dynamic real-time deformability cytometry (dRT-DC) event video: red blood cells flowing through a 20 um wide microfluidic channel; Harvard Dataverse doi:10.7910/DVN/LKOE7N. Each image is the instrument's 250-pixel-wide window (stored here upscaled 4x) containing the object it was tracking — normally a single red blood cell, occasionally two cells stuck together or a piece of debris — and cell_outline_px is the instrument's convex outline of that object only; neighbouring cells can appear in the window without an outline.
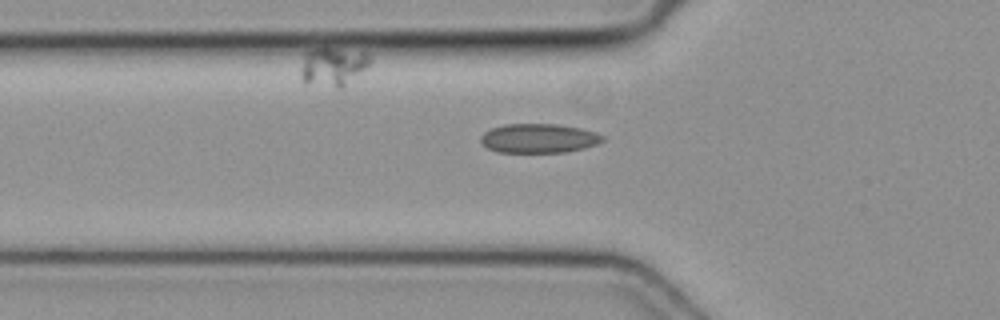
{"species": "common noctule bat (a hibernating species)", "species_latin": "Nyctalus noctula", "temperature_condition": "cold", "stored_images_in_passage": 39, "camera_frame_rate_fps": 3000, "um_per_image_px": 0.085, "animal": {"sex": "female", "body_mass_g": 19.3, "forearm_length_mm": 54.1}, "frame": {"image": 1, "passage_image": 10, "time_ms": 3.0, "image_size_px": [1000, 320], "cell_outline_px": [[604, 140], [596, 144], [584, 148], [564, 152], [496, 152], [488, 148], [480, 140], [480, 136], [484, 132], [492, 128], [504, 124], [556, 124], [580, 128], [596, 132], [604, 136]], "centroid_in_image_um": [45.79, 11.75], "position_along_channel_um": 80.0, "area_um2": 20.69}}
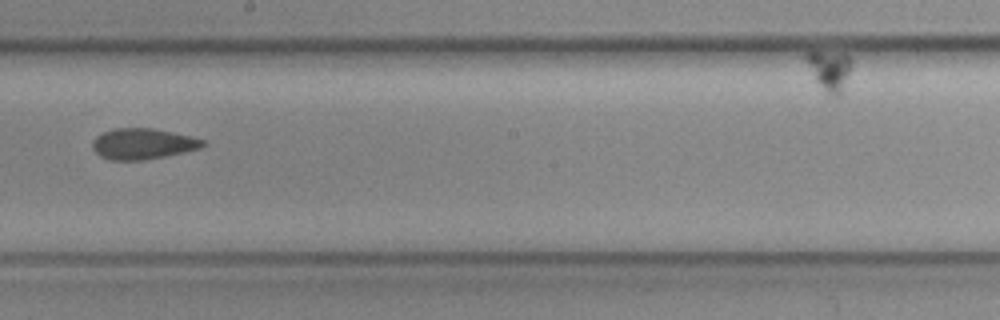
{"frame": {"image": 2, "passage_image": 21, "time_ms": 6.667, "image_size_px": [1000, 320], "cell_outline_px": [[208, 144], [200, 148], [184, 152], [144, 160], [108, 160], [100, 156], [92, 148], [92, 140], [96, 136], [104, 132], [116, 128], [152, 128], [172, 132], [208, 140]], "centroid_in_image_um": [12.16, 12.22], "position_along_channel_um": 236.0, "area_um2": 19.94}}
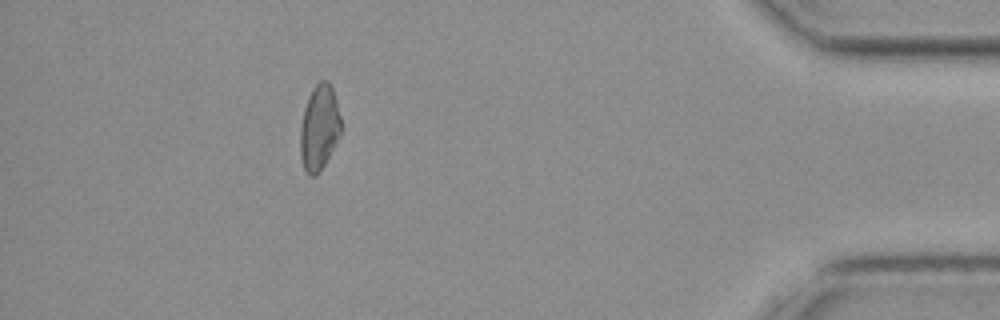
{"frame": {"image": 3, "passage_image": 37, "time_ms": 12.0, "image_size_px": [1000, 320], "cell_outline_px": [[344, 128], [320, 172], [316, 176], [308, 176], [304, 168], [300, 156], [300, 128], [304, 108], [308, 96], [312, 88], [320, 80], [328, 80], [332, 84]], "centroid_in_image_um": [27.16, 10.82], "position_along_channel_um": 408.0, "area_um2": 20.81}}